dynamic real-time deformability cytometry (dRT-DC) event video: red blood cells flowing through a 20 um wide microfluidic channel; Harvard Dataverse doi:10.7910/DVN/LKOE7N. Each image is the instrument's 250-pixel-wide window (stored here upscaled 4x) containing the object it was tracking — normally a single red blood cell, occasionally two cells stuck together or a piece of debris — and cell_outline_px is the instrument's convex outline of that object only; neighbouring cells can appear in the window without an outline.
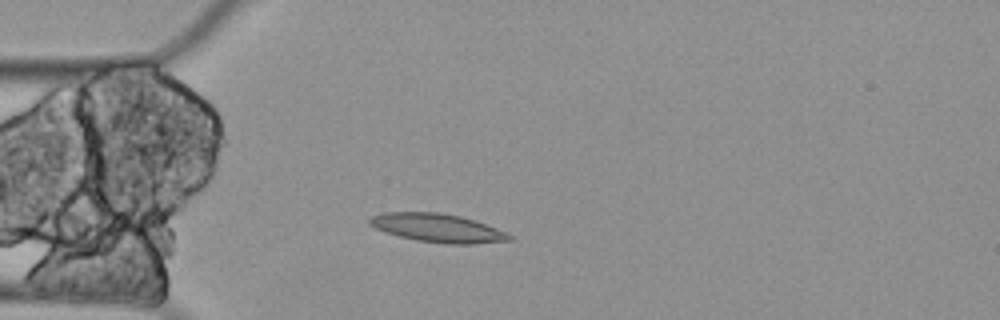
{"species": "Egyptian fruit bat (a non-hibernating species)", "species_latin": "Rousettus aegyptiacus", "temperature_condition": "cold", "stored_images_in_passage": 4, "camera_frame_rate_fps": 3000, "um_per_image_px": 0.085, "animal": {"sex": "female"}, "frame": {"image": 1, "passage_image": 3, "time_ms": 0.667, "image_size_px": [1000, 320], "cell_outline_px": [[512, 240], [472, 244], [448, 244], [416, 240], [384, 232], [368, 224], [368, 220], [372, 216], [384, 212], [440, 212], [460, 216], [508, 232], [512, 236]], "centroid_in_image_um": [37.18, 19.38], "position_along_channel_um": 47.8, "area_um2": 23.12}}